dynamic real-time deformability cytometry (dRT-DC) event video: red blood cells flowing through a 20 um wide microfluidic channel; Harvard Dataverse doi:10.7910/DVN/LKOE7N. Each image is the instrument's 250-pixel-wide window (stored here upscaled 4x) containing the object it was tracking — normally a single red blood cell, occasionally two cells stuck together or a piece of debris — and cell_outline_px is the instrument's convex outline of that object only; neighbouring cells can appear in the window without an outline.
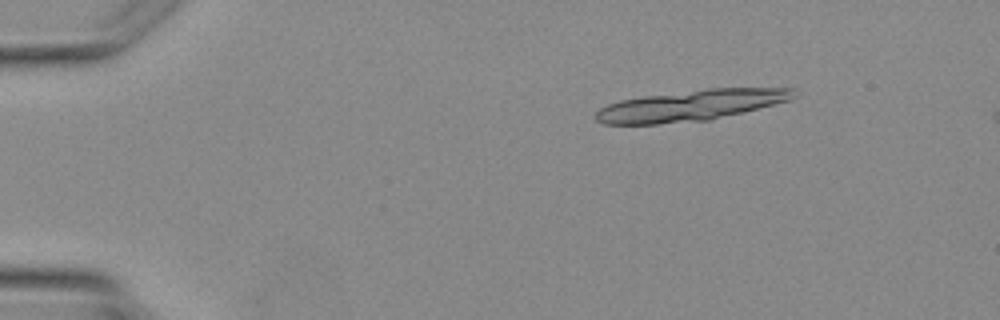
{"species": "Egyptian fruit bat (a non-hibernating species)", "species_latin": "Rousettus aegyptiacus", "temperature_condition": "warm", "stored_images_in_passage": 5, "camera_frame_rate_fps": 3000, "um_per_image_px": 0.085, "animal": {"sex": "female"}, "frame": {"image": 1, "passage_image": 5, "time_ms": 5.667, "image_size_px": [1000, 320], "cell_outline_px": [[796, 96], [788, 100], [712, 120], [660, 124], [604, 124], [596, 120], [596, 112], [600, 108], [608, 104], [620, 100], [644, 96], [708, 88], [792, 88]], "centroid_in_image_um": [58.68, 8.97], "position_along_channel_um": 26.3, "area_um2": 35.37}}